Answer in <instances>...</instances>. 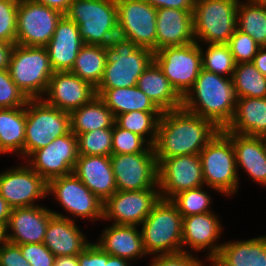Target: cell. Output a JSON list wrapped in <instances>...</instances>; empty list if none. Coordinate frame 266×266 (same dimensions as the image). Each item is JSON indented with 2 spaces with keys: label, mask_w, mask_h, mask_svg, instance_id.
<instances>
[{
  "label": "cell",
  "mask_w": 266,
  "mask_h": 266,
  "mask_svg": "<svg viewBox=\"0 0 266 266\" xmlns=\"http://www.w3.org/2000/svg\"><path fill=\"white\" fill-rule=\"evenodd\" d=\"M219 131L212 121L183 107L163 111L153 145L157 164L165 158L199 154Z\"/></svg>",
  "instance_id": "obj_1"
},
{
  "label": "cell",
  "mask_w": 266,
  "mask_h": 266,
  "mask_svg": "<svg viewBox=\"0 0 266 266\" xmlns=\"http://www.w3.org/2000/svg\"><path fill=\"white\" fill-rule=\"evenodd\" d=\"M236 99L232 78L201 69L193 87L182 98V107L222 130L234 116Z\"/></svg>",
  "instance_id": "obj_2"
},
{
  "label": "cell",
  "mask_w": 266,
  "mask_h": 266,
  "mask_svg": "<svg viewBox=\"0 0 266 266\" xmlns=\"http://www.w3.org/2000/svg\"><path fill=\"white\" fill-rule=\"evenodd\" d=\"M106 64L96 88H125L137 85L138 78L154 61V52L131 40L116 36L105 46Z\"/></svg>",
  "instance_id": "obj_3"
},
{
  "label": "cell",
  "mask_w": 266,
  "mask_h": 266,
  "mask_svg": "<svg viewBox=\"0 0 266 266\" xmlns=\"http://www.w3.org/2000/svg\"><path fill=\"white\" fill-rule=\"evenodd\" d=\"M64 15L78 26L84 44L109 46L118 36L116 0H72Z\"/></svg>",
  "instance_id": "obj_4"
},
{
  "label": "cell",
  "mask_w": 266,
  "mask_h": 266,
  "mask_svg": "<svg viewBox=\"0 0 266 266\" xmlns=\"http://www.w3.org/2000/svg\"><path fill=\"white\" fill-rule=\"evenodd\" d=\"M183 217L170 201L160 199L141 224V235L147 255L182 252Z\"/></svg>",
  "instance_id": "obj_5"
},
{
  "label": "cell",
  "mask_w": 266,
  "mask_h": 266,
  "mask_svg": "<svg viewBox=\"0 0 266 266\" xmlns=\"http://www.w3.org/2000/svg\"><path fill=\"white\" fill-rule=\"evenodd\" d=\"M204 185L220 192L233 195L239 187L235 151L231 139L220 130L199 153Z\"/></svg>",
  "instance_id": "obj_6"
},
{
  "label": "cell",
  "mask_w": 266,
  "mask_h": 266,
  "mask_svg": "<svg viewBox=\"0 0 266 266\" xmlns=\"http://www.w3.org/2000/svg\"><path fill=\"white\" fill-rule=\"evenodd\" d=\"M9 73L13 82L29 99L43 98L54 73L46 47L15 44Z\"/></svg>",
  "instance_id": "obj_7"
},
{
  "label": "cell",
  "mask_w": 266,
  "mask_h": 266,
  "mask_svg": "<svg viewBox=\"0 0 266 266\" xmlns=\"http://www.w3.org/2000/svg\"><path fill=\"white\" fill-rule=\"evenodd\" d=\"M239 1L195 0L193 10L195 42L228 44L237 29V7Z\"/></svg>",
  "instance_id": "obj_8"
},
{
  "label": "cell",
  "mask_w": 266,
  "mask_h": 266,
  "mask_svg": "<svg viewBox=\"0 0 266 266\" xmlns=\"http://www.w3.org/2000/svg\"><path fill=\"white\" fill-rule=\"evenodd\" d=\"M70 131V114L47 104L42 98L26 105L24 159Z\"/></svg>",
  "instance_id": "obj_9"
},
{
  "label": "cell",
  "mask_w": 266,
  "mask_h": 266,
  "mask_svg": "<svg viewBox=\"0 0 266 266\" xmlns=\"http://www.w3.org/2000/svg\"><path fill=\"white\" fill-rule=\"evenodd\" d=\"M200 44L167 46L154 52V61L182 98L193 87L202 69Z\"/></svg>",
  "instance_id": "obj_10"
},
{
  "label": "cell",
  "mask_w": 266,
  "mask_h": 266,
  "mask_svg": "<svg viewBox=\"0 0 266 266\" xmlns=\"http://www.w3.org/2000/svg\"><path fill=\"white\" fill-rule=\"evenodd\" d=\"M63 14L34 0H19L16 44L45 47Z\"/></svg>",
  "instance_id": "obj_11"
},
{
  "label": "cell",
  "mask_w": 266,
  "mask_h": 266,
  "mask_svg": "<svg viewBox=\"0 0 266 266\" xmlns=\"http://www.w3.org/2000/svg\"><path fill=\"white\" fill-rule=\"evenodd\" d=\"M118 36L156 52L157 9L145 0H116Z\"/></svg>",
  "instance_id": "obj_12"
},
{
  "label": "cell",
  "mask_w": 266,
  "mask_h": 266,
  "mask_svg": "<svg viewBox=\"0 0 266 266\" xmlns=\"http://www.w3.org/2000/svg\"><path fill=\"white\" fill-rule=\"evenodd\" d=\"M50 194H53L65 211L75 218L92 221L103 219L104 202L94 195L74 173L48 181L47 195Z\"/></svg>",
  "instance_id": "obj_13"
},
{
  "label": "cell",
  "mask_w": 266,
  "mask_h": 266,
  "mask_svg": "<svg viewBox=\"0 0 266 266\" xmlns=\"http://www.w3.org/2000/svg\"><path fill=\"white\" fill-rule=\"evenodd\" d=\"M110 160L118 191L159 189L155 152L111 154Z\"/></svg>",
  "instance_id": "obj_14"
},
{
  "label": "cell",
  "mask_w": 266,
  "mask_h": 266,
  "mask_svg": "<svg viewBox=\"0 0 266 266\" xmlns=\"http://www.w3.org/2000/svg\"><path fill=\"white\" fill-rule=\"evenodd\" d=\"M77 137L70 130L55 138L46 147L33 151L27 164L46 182L73 173L78 158Z\"/></svg>",
  "instance_id": "obj_15"
},
{
  "label": "cell",
  "mask_w": 266,
  "mask_h": 266,
  "mask_svg": "<svg viewBox=\"0 0 266 266\" xmlns=\"http://www.w3.org/2000/svg\"><path fill=\"white\" fill-rule=\"evenodd\" d=\"M158 188L162 199L204 185L199 154L165 158L158 163Z\"/></svg>",
  "instance_id": "obj_16"
},
{
  "label": "cell",
  "mask_w": 266,
  "mask_h": 266,
  "mask_svg": "<svg viewBox=\"0 0 266 266\" xmlns=\"http://www.w3.org/2000/svg\"><path fill=\"white\" fill-rule=\"evenodd\" d=\"M161 199L159 189L116 191L103 205V220L140 226Z\"/></svg>",
  "instance_id": "obj_17"
},
{
  "label": "cell",
  "mask_w": 266,
  "mask_h": 266,
  "mask_svg": "<svg viewBox=\"0 0 266 266\" xmlns=\"http://www.w3.org/2000/svg\"><path fill=\"white\" fill-rule=\"evenodd\" d=\"M0 195L12 209L37 206L47 197V182L29 165H20L0 173Z\"/></svg>",
  "instance_id": "obj_18"
},
{
  "label": "cell",
  "mask_w": 266,
  "mask_h": 266,
  "mask_svg": "<svg viewBox=\"0 0 266 266\" xmlns=\"http://www.w3.org/2000/svg\"><path fill=\"white\" fill-rule=\"evenodd\" d=\"M42 98L47 104L70 113L96 96L95 87L69 72H54Z\"/></svg>",
  "instance_id": "obj_19"
},
{
  "label": "cell",
  "mask_w": 266,
  "mask_h": 266,
  "mask_svg": "<svg viewBox=\"0 0 266 266\" xmlns=\"http://www.w3.org/2000/svg\"><path fill=\"white\" fill-rule=\"evenodd\" d=\"M53 215L50 209L40 205L13 208L5 228V241L15 245L43 243Z\"/></svg>",
  "instance_id": "obj_20"
},
{
  "label": "cell",
  "mask_w": 266,
  "mask_h": 266,
  "mask_svg": "<svg viewBox=\"0 0 266 266\" xmlns=\"http://www.w3.org/2000/svg\"><path fill=\"white\" fill-rule=\"evenodd\" d=\"M182 251L190 253L185 247L191 250H208L207 256L218 255L223 244H217L222 234L221 221L213 212L190 215L183 217L182 223ZM217 240V241H216ZM185 248V249H184ZM197 250V251H196Z\"/></svg>",
  "instance_id": "obj_21"
},
{
  "label": "cell",
  "mask_w": 266,
  "mask_h": 266,
  "mask_svg": "<svg viewBox=\"0 0 266 266\" xmlns=\"http://www.w3.org/2000/svg\"><path fill=\"white\" fill-rule=\"evenodd\" d=\"M84 45L78 26L63 15L57 23L51 40L45 46L53 71H70L77 54Z\"/></svg>",
  "instance_id": "obj_22"
},
{
  "label": "cell",
  "mask_w": 266,
  "mask_h": 266,
  "mask_svg": "<svg viewBox=\"0 0 266 266\" xmlns=\"http://www.w3.org/2000/svg\"><path fill=\"white\" fill-rule=\"evenodd\" d=\"M54 214L48 224L44 245L56 256H77L91 242L75 223V219L51 210Z\"/></svg>",
  "instance_id": "obj_23"
},
{
  "label": "cell",
  "mask_w": 266,
  "mask_h": 266,
  "mask_svg": "<svg viewBox=\"0 0 266 266\" xmlns=\"http://www.w3.org/2000/svg\"><path fill=\"white\" fill-rule=\"evenodd\" d=\"M73 173L103 202L117 191L110 156L79 155Z\"/></svg>",
  "instance_id": "obj_24"
},
{
  "label": "cell",
  "mask_w": 266,
  "mask_h": 266,
  "mask_svg": "<svg viewBox=\"0 0 266 266\" xmlns=\"http://www.w3.org/2000/svg\"><path fill=\"white\" fill-rule=\"evenodd\" d=\"M195 42L193 13L174 8H159L156 16V51L167 46Z\"/></svg>",
  "instance_id": "obj_25"
},
{
  "label": "cell",
  "mask_w": 266,
  "mask_h": 266,
  "mask_svg": "<svg viewBox=\"0 0 266 266\" xmlns=\"http://www.w3.org/2000/svg\"><path fill=\"white\" fill-rule=\"evenodd\" d=\"M224 133L232 141L237 169L241 167L254 182L266 186V143L263 137Z\"/></svg>",
  "instance_id": "obj_26"
},
{
  "label": "cell",
  "mask_w": 266,
  "mask_h": 266,
  "mask_svg": "<svg viewBox=\"0 0 266 266\" xmlns=\"http://www.w3.org/2000/svg\"><path fill=\"white\" fill-rule=\"evenodd\" d=\"M99 238L94 243L109 255L129 261L148 256L137 226L112 224L103 230Z\"/></svg>",
  "instance_id": "obj_27"
},
{
  "label": "cell",
  "mask_w": 266,
  "mask_h": 266,
  "mask_svg": "<svg viewBox=\"0 0 266 266\" xmlns=\"http://www.w3.org/2000/svg\"><path fill=\"white\" fill-rule=\"evenodd\" d=\"M222 131L264 137L266 135V97L237 98L234 116Z\"/></svg>",
  "instance_id": "obj_28"
},
{
  "label": "cell",
  "mask_w": 266,
  "mask_h": 266,
  "mask_svg": "<svg viewBox=\"0 0 266 266\" xmlns=\"http://www.w3.org/2000/svg\"><path fill=\"white\" fill-rule=\"evenodd\" d=\"M137 87L163 112L182 107V97L170 84L162 69L153 61L138 78Z\"/></svg>",
  "instance_id": "obj_29"
},
{
  "label": "cell",
  "mask_w": 266,
  "mask_h": 266,
  "mask_svg": "<svg viewBox=\"0 0 266 266\" xmlns=\"http://www.w3.org/2000/svg\"><path fill=\"white\" fill-rule=\"evenodd\" d=\"M114 117L132 111L162 112L137 85L125 88H95Z\"/></svg>",
  "instance_id": "obj_30"
},
{
  "label": "cell",
  "mask_w": 266,
  "mask_h": 266,
  "mask_svg": "<svg viewBox=\"0 0 266 266\" xmlns=\"http://www.w3.org/2000/svg\"><path fill=\"white\" fill-rule=\"evenodd\" d=\"M26 106L0 108V154L18 153L24 158Z\"/></svg>",
  "instance_id": "obj_31"
},
{
  "label": "cell",
  "mask_w": 266,
  "mask_h": 266,
  "mask_svg": "<svg viewBox=\"0 0 266 266\" xmlns=\"http://www.w3.org/2000/svg\"><path fill=\"white\" fill-rule=\"evenodd\" d=\"M69 114L70 130L75 135L96 129L113 128L115 123L113 113L98 95Z\"/></svg>",
  "instance_id": "obj_32"
},
{
  "label": "cell",
  "mask_w": 266,
  "mask_h": 266,
  "mask_svg": "<svg viewBox=\"0 0 266 266\" xmlns=\"http://www.w3.org/2000/svg\"><path fill=\"white\" fill-rule=\"evenodd\" d=\"M218 255L230 266H266V235L225 242Z\"/></svg>",
  "instance_id": "obj_33"
},
{
  "label": "cell",
  "mask_w": 266,
  "mask_h": 266,
  "mask_svg": "<svg viewBox=\"0 0 266 266\" xmlns=\"http://www.w3.org/2000/svg\"><path fill=\"white\" fill-rule=\"evenodd\" d=\"M106 64L105 46L85 44L69 71L97 87L103 77Z\"/></svg>",
  "instance_id": "obj_34"
},
{
  "label": "cell",
  "mask_w": 266,
  "mask_h": 266,
  "mask_svg": "<svg viewBox=\"0 0 266 266\" xmlns=\"http://www.w3.org/2000/svg\"><path fill=\"white\" fill-rule=\"evenodd\" d=\"M237 29L251 36L260 47H266V5L239 1Z\"/></svg>",
  "instance_id": "obj_35"
},
{
  "label": "cell",
  "mask_w": 266,
  "mask_h": 266,
  "mask_svg": "<svg viewBox=\"0 0 266 266\" xmlns=\"http://www.w3.org/2000/svg\"><path fill=\"white\" fill-rule=\"evenodd\" d=\"M232 81L236 98L266 97V77L252 62L236 64Z\"/></svg>",
  "instance_id": "obj_36"
},
{
  "label": "cell",
  "mask_w": 266,
  "mask_h": 266,
  "mask_svg": "<svg viewBox=\"0 0 266 266\" xmlns=\"http://www.w3.org/2000/svg\"><path fill=\"white\" fill-rule=\"evenodd\" d=\"M161 114L162 112H126L117 115L115 117V123L119 127L141 136L147 144L153 147L157 138L158 122Z\"/></svg>",
  "instance_id": "obj_37"
},
{
  "label": "cell",
  "mask_w": 266,
  "mask_h": 266,
  "mask_svg": "<svg viewBox=\"0 0 266 266\" xmlns=\"http://www.w3.org/2000/svg\"><path fill=\"white\" fill-rule=\"evenodd\" d=\"M204 51L200 46L202 54V69L232 78L236 63L228 44H206ZM229 75V76H227Z\"/></svg>",
  "instance_id": "obj_38"
},
{
  "label": "cell",
  "mask_w": 266,
  "mask_h": 266,
  "mask_svg": "<svg viewBox=\"0 0 266 266\" xmlns=\"http://www.w3.org/2000/svg\"><path fill=\"white\" fill-rule=\"evenodd\" d=\"M203 188L185 190L170 199L182 217L212 212L209 208L212 203L211 195Z\"/></svg>",
  "instance_id": "obj_39"
},
{
  "label": "cell",
  "mask_w": 266,
  "mask_h": 266,
  "mask_svg": "<svg viewBox=\"0 0 266 266\" xmlns=\"http://www.w3.org/2000/svg\"><path fill=\"white\" fill-rule=\"evenodd\" d=\"M79 155L110 156L112 128L96 129L76 135Z\"/></svg>",
  "instance_id": "obj_40"
},
{
  "label": "cell",
  "mask_w": 266,
  "mask_h": 266,
  "mask_svg": "<svg viewBox=\"0 0 266 266\" xmlns=\"http://www.w3.org/2000/svg\"><path fill=\"white\" fill-rule=\"evenodd\" d=\"M146 143L147 142L141 136L129 130H125L114 123L112 128L111 154L154 152V148Z\"/></svg>",
  "instance_id": "obj_41"
},
{
  "label": "cell",
  "mask_w": 266,
  "mask_h": 266,
  "mask_svg": "<svg viewBox=\"0 0 266 266\" xmlns=\"http://www.w3.org/2000/svg\"><path fill=\"white\" fill-rule=\"evenodd\" d=\"M29 98L11 79L9 70H0V108L26 106Z\"/></svg>",
  "instance_id": "obj_42"
},
{
  "label": "cell",
  "mask_w": 266,
  "mask_h": 266,
  "mask_svg": "<svg viewBox=\"0 0 266 266\" xmlns=\"http://www.w3.org/2000/svg\"><path fill=\"white\" fill-rule=\"evenodd\" d=\"M228 46L236 64L252 62L260 48L251 36L238 29L231 36Z\"/></svg>",
  "instance_id": "obj_43"
},
{
  "label": "cell",
  "mask_w": 266,
  "mask_h": 266,
  "mask_svg": "<svg viewBox=\"0 0 266 266\" xmlns=\"http://www.w3.org/2000/svg\"><path fill=\"white\" fill-rule=\"evenodd\" d=\"M19 0H0V40L16 44Z\"/></svg>",
  "instance_id": "obj_44"
},
{
  "label": "cell",
  "mask_w": 266,
  "mask_h": 266,
  "mask_svg": "<svg viewBox=\"0 0 266 266\" xmlns=\"http://www.w3.org/2000/svg\"><path fill=\"white\" fill-rule=\"evenodd\" d=\"M31 266H54L56 256L44 243L18 245Z\"/></svg>",
  "instance_id": "obj_45"
},
{
  "label": "cell",
  "mask_w": 266,
  "mask_h": 266,
  "mask_svg": "<svg viewBox=\"0 0 266 266\" xmlns=\"http://www.w3.org/2000/svg\"><path fill=\"white\" fill-rule=\"evenodd\" d=\"M152 258V263L149 266H202L201 259L183 251L174 254L154 255Z\"/></svg>",
  "instance_id": "obj_46"
},
{
  "label": "cell",
  "mask_w": 266,
  "mask_h": 266,
  "mask_svg": "<svg viewBox=\"0 0 266 266\" xmlns=\"http://www.w3.org/2000/svg\"><path fill=\"white\" fill-rule=\"evenodd\" d=\"M109 256L92 242L77 255L78 266H104Z\"/></svg>",
  "instance_id": "obj_47"
},
{
  "label": "cell",
  "mask_w": 266,
  "mask_h": 266,
  "mask_svg": "<svg viewBox=\"0 0 266 266\" xmlns=\"http://www.w3.org/2000/svg\"><path fill=\"white\" fill-rule=\"evenodd\" d=\"M0 266H31L18 245L5 241L0 247Z\"/></svg>",
  "instance_id": "obj_48"
},
{
  "label": "cell",
  "mask_w": 266,
  "mask_h": 266,
  "mask_svg": "<svg viewBox=\"0 0 266 266\" xmlns=\"http://www.w3.org/2000/svg\"><path fill=\"white\" fill-rule=\"evenodd\" d=\"M154 8H174L187 10L193 13L195 0H145Z\"/></svg>",
  "instance_id": "obj_49"
},
{
  "label": "cell",
  "mask_w": 266,
  "mask_h": 266,
  "mask_svg": "<svg viewBox=\"0 0 266 266\" xmlns=\"http://www.w3.org/2000/svg\"><path fill=\"white\" fill-rule=\"evenodd\" d=\"M14 47L15 43H8L4 40H0V70H9Z\"/></svg>",
  "instance_id": "obj_50"
},
{
  "label": "cell",
  "mask_w": 266,
  "mask_h": 266,
  "mask_svg": "<svg viewBox=\"0 0 266 266\" xmlns=\"http://www.w3.org/2000/svg\"><path fill=\"white\" fill-rule=\"evenodd\" d=\"M38 3L46 5L49 8L60 11L63 15L67 12L72 0H34Z\"/></svg>",
  "instance_id": "obj_51"
},
{
  "label": "cell",
  "mask_w": 266,
  "mask_h": 266,
  "mask_svg": "<svg viewBox=\"0 0 266 266\" xmlns=\"http://www.w3.org/2000/svg\"><path fill=\"white\" fill-rule=\"evenodd\" d=\"M252 63L266 77V47L258 49Z\"/></svg>",
  "instance_id": "obj_52"
},
{
  "label": "cell",
  "mask_w": 266,
  "mask_h": 266,
  "mask_svg": "<svg viewBox=\"0 0 266 266\" xmlns=\"http://www.w3.org/2000/svg\"><path fill=\"white\" fill-rule=\"evenodd\" d=\"M12 208L0 195V226L5 230Z\"/></svg>",
  "instance_id": "obj_53"
},
{
  "label": "cell",
  "mask_w": 266,
  "mask_h": 266,
  "mask_svg": "<svg viewBox=\"0 0 266 266\" xmlns=\"http://www.w3.org/2000/svg\"><path fill=\"white\" fill-rule=\"evenodd\" d=\"M54 266H78L77 256L56 257Z\"/></svg>",
  "instance_id": "obj_54"
},
{
  "label": "cell",
  "mask_w": 266,
  "mask_h": 266,
  "mask_svg": "<svg viewBox=\"0 0 266 266\" xmlns=\"http://www.w3.org/2000/svg\"><path fill=\"white\" fill-rule=\"evenodd\" d=\"M129 260L110 255L104 266H130Z\"/></svg>",
  "instance_id": "obj_55"
},
{
  "label": "cell",
  "mask_w": 266,
  "mask_h": 266,
  "mask_svg": "<svg viewBox=\"0 0 266 266\" xmlns=\"http://www.w3.org/2000/svg\"><path fill=\"white\" fill-rule=\"evenodd\" d=\"M206 258H208L206 260H209V263L211 262V266H230L219 255H211L207 256ZM202 266H206L203 264V261H202Z\"/></svg>",
  "instance_id": "obj_56"
},
{
  "label": "cell",
  "mask_w": 266,
  "mask_h": 266,
  "mask_svg": "<svg viewBox=\"0 0 266 266\" xmlns=\"http://www.w3.org/2000/svg\"><path fill=\"white\" fill-rule=\"evenodd\" d=\"M246 3L257 4V5H266V0H247Z\"/></svg>",
  "instance_id": "obj_57"
},
{
  "label": "cell",
  "mask_w": 266,
  "mask_h": 266,
  "mask_svg": "<svg viewBox=\"0 0 266 266\" xmlns=\"http://www.w3.org/2000/svg\"><path fill=\"white\" fill-rule=\"evenodd\" d=\"M5 242V230L0 226V247Z\"/></svg>",
  "instance_id": "obj_58"
}]
</instances>
